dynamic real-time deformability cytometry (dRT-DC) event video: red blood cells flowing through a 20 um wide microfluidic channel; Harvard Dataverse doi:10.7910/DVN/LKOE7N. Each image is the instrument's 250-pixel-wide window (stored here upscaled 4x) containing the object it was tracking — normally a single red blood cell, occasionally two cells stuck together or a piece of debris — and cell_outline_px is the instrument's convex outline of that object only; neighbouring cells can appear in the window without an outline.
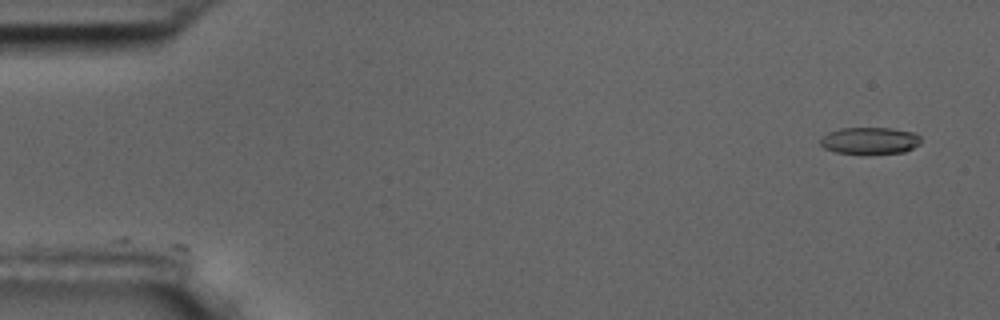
{"species": "common noctule bat (a hibernating species)", "species_latin": "Nyctalus noctula", "temperature_condition": "room temperature", "stored_images_in_passage": 4, "camera_frame_rate_fps": 3000, "um_per_image_px": 0.085, "animal": {"sex": "male", "body_mass_g": 17.5, "forearm_length_mm": 52.3}, "frame": {"image": 1, "passage_image": 1, "time_ms": 0.0, "image_size_px": [1000, 320], "cell_outline_px": [[920, 144], [904, 152], [864, 156], [860, 156], [836, 152], [824, 148], [820, 144], [820, 136], [828, 132], [840, 128], [892, 128], [916, 132], [920, 136]], "centroid_in_image_um": [73.92, 11.98], "position_along_channel_um": 11.1, "area_um2": 16.53}}
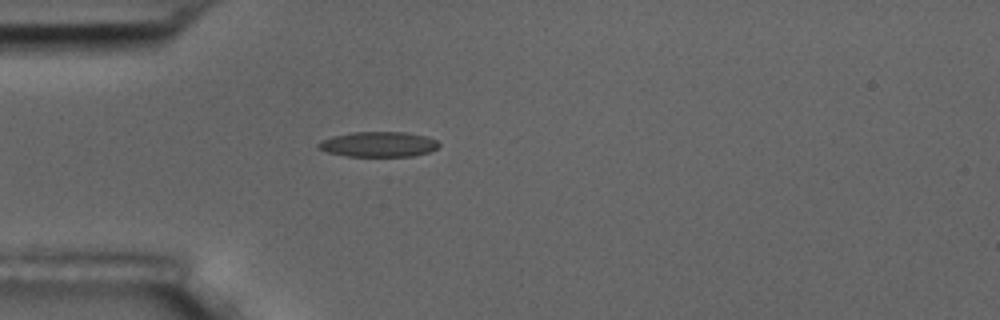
{"frame": {"image": 2, "passage_image": 4, "time_ms": 4.333, "image_size_px": [1000, 320], "cell_outline_px": [[440, 144], [436, 148], [428, 152], [412, 156], [348, 156], [328, 152], [316, 148], [316, 144], [320, 140], [332, 136], [352, 132], [404, 132], [428, 136], [436, 140]], "centroid_in_image_um": [32.13, 12.26], "position_along_channel_um": 52.9, "area_um2": 17.74}}